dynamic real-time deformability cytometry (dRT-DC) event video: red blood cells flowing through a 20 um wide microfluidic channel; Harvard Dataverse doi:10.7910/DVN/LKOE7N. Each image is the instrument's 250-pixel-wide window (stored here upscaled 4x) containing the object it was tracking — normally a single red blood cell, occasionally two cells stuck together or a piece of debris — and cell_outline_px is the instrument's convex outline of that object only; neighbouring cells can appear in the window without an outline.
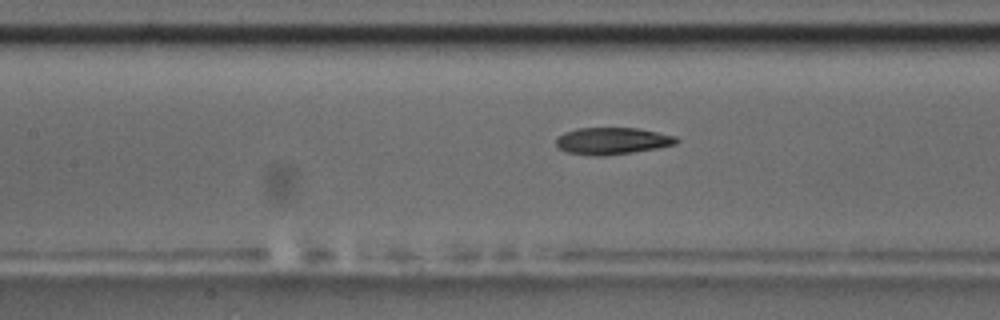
{"species": "common noctule bat (a hibernating species)", "species_latin": "Nyctalus noctula", "temperature_condition": "room temperature", "stored_images_in_passage": 43, "camera_frame_rate_fps": 3000, "um_per_image_px": 0.085, "animal": {"sex": "male", "body_mass_g": 17.5, "forearm_length_mm": 52.3}, "frame": {"image": 1, "passage_image": 13, "time_ms": 4.0, "image_size_px": [1000, 320], "cell_outline_px": [[680, 140], [676, 144], [656, 148], [632, 152], [600, 156], [592, 156], [568, 152], [560, 148], [556, 144], [556, 136], [564, 132], [576, 128], [636, 128], [676, 136]], "centroid_in_image_um": [52.01, 11.97], "position_along_channel_um": 155.4, "area_um2": 18.79}, "authors_computed_cell_mechanics": {"area_um2": 19.4208, "velocity_mm_per_s": 3.6927, "shape_relaxation_time_tau1_ms": 7.4623, "shape_relaxation_time_tau2_ms": 5.0405, "deformation_change_tau1": 0.2098, "deformation_change_tau2": 0.1466}}